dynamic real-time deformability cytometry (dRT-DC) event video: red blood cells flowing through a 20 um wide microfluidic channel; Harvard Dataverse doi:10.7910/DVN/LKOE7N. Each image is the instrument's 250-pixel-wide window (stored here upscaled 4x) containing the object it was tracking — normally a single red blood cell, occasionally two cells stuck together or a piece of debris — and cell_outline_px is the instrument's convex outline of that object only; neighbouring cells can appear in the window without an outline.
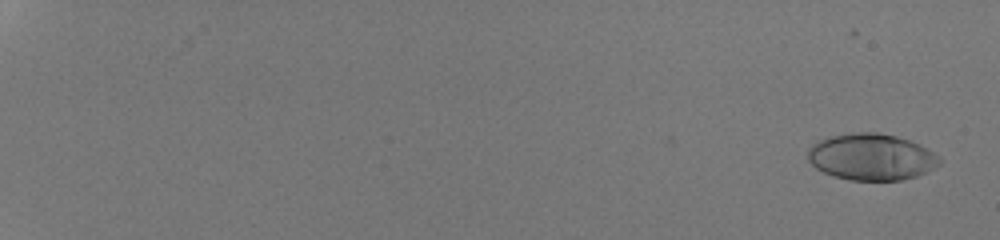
{"species": "human", "species_latin": "Homo sapiens", "temperature_condition": "room temperature", "stored_images_in_passage": 54, "camera_frame_rate_fps": 3000, "um_per_image_px": 0.085, "donor": {"sex": "male"}, "frame": {"image": 1, "passage_image": 3, "time_ms": 0.667, "image_size_px": [1000, 240], "cell_outline_px": [[940, 164], [916, 176], [900, 180], [852, 180], [832, 176], [816, 168], [808, 160], [808, 148], [812, 144], [820, 140], [832, 136], [856, 132], [876, 132], [896, 136], [920, 144], [940, 156]], "centroid_in_image_um": [74.06, 13.34], "position_along_channel_um": 10.9, "area_um2": 35.55}}
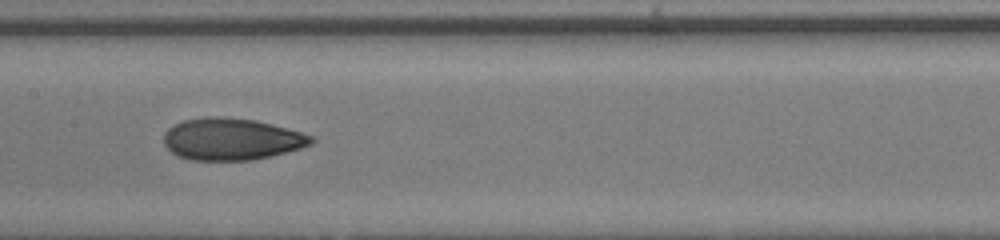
{"frame": {"image": 2, "passage_image": 33, "time_ms": 10.667, "image_size_px": [1000, 240], "cell_outline_px": [[316, 140], [312, 144], [300, 148], [252, 160], [192, 160], [176, 156], [164, 144], [164, 132], [168, 128], [184, 120], [208, 116], [224, 116], [256, 120], [316, 136]], "centroid_in_image_um": [19.68, 11.82], "position_along_channel_um": 187.7, "area_um2": 36.07}}
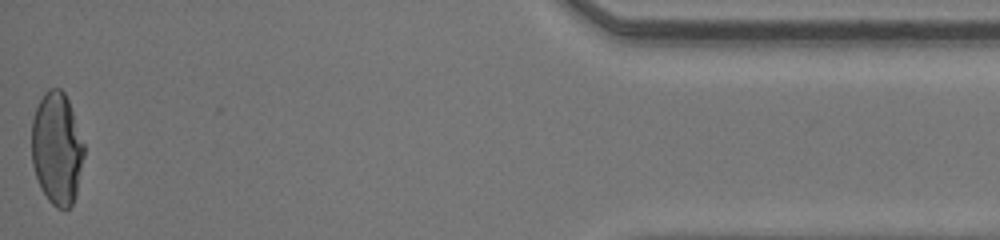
{"frame": {"image": 3, "passage_image": 54, "time_ms": 17.667, "image_size_px": [1000, 240], "cell_outline_px": [[84, 156], [76, 192], [72, 204], [68, 208], [56, 208], [48, 200], [40, 188], [32, 164], [32, 120], [36, 108], [44, 92], [48, 88], [60, 88], [64, 92], [68, 100], [84, 144]], "centroid_in_image_um": [4.82, 12.62], "position_along_channel_um": 430.4, "area_um2": 34.16}, "authors_computed_cell_mechanics": {"area_um2": 35.2002, "velocity_mm_per_s": 4.325, "shape_relaxation_time_tau1_ms": 4.7812, "shape_relaxation_time_tau2_ms": 1.0652, "deformation_change_tau1": 0.2139, "deformation_change_tau2": 0.0664}}